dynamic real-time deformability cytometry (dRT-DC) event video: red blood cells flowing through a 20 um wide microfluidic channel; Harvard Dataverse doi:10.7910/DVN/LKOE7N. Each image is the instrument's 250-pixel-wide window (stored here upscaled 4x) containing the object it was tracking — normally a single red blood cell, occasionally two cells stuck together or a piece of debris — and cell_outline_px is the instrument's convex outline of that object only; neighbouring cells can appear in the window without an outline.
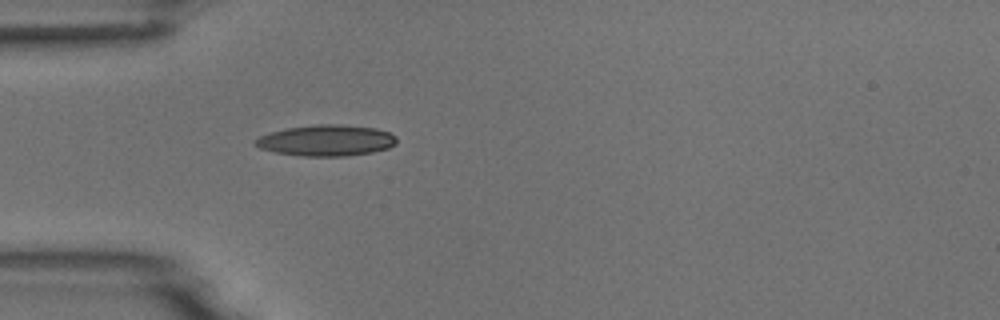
{"species": "common noctule bat (a hibernating species)", "species_latin": "Nyctalus noctula", "temperature_condition": "room temperature", "stored_images_in_passage": 1, "camera_frame_rate_fps": 3000, "um_per_image_px": 0.085, "animal": {"sex": "male", "body_mass_g": 18.8}, "frame": {"image": 1, "passage_image": 1, "time_ms": 0.0, "image_size_px": [1000, 320], "cell_outline_px": [[396, 144], [388, 148], [372, 152], [348, 156], [300, 156], [276, 152], [260, 148], [252, 144], [252, 140], [260, 136], [272, 132], [288, 128], [316, 124], [336, 124], [376, 128], [388, 132], [396, 136]], "centroid_in_image_um": [27.72, 11.94], "position_along_channel_um": 57.3, "area_um2": 25.61}}